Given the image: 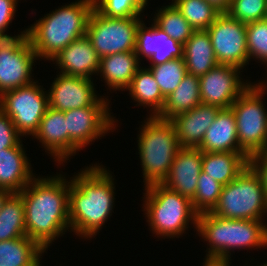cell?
I'll return each mask as SVG.
<instances>
[{"instance_id": "obj_1", "label": "cell", "mask_w": 267, "mask_h": 266, "mask_svg": "<svg viewBox=\"0 0 267 266\" xmlns=\"http://www.w3.org/2000/svg\"><path fill=\"white\" fill-rule=\"evenodd\" d=\"M65 175L35 176L19 193L25 208L26 236L45 252L70 230L69 187Z\"/></svg>"}, {"instance_id": "obj_2", "label": "cell", "mask_w": 267, "mask_h": 266, "mask_svg": "<svg viewBox=\"0 0 267 266\" xmlns=\"http://www.w3.org/2000/svg\"><path fill=\"white\" fill-rule=\"evenodd\" d=\"M106 166L94 163L70 177V231L82 239L95 238L115 207L114 175Z\"/></svg>"}, {"instance_id": "obj_3", "label": "cell", "mask_w": 267, "mask_h": 266, "mask_svg": "<svg viewBox=\"0 0 267 266\" xmlns=\"http://www.w3.org/2000/svg\"><path fill=\"white\" fill-rule=\"evenodd\" d=\"M57 8L26 28L27 37L40 61L51 60L71 42L86 35L94 1L75 0Z\"/></svg>"}, {"instance_id": "obj_4", "label": "cell", "mask_w": 267, "mask_h": 266, "mask_svg": "<svg viewBox=\"0 0 267 266\" xmlns=\"http://www.w3.org/2000/svg\"><path fill=\"white\" fill-rule=\"evenodd\" d=\"M266 221L267 218L236 220L222 218L210 212L199 214L195 231L202 237V241L207 242L205 259L232 260L231 252L236 249H267Z\"/></svg>"}, {"instance_id": "obj_5", "label": "cell", "mask_w": 267, "mask_h": 266, "mask_svg": "<svg viewBox=\"0 0 267 266\" xmlns=\"http://www.w3.org/2000/svg\"><path fill=\"white\" fill-rule=\"evenodd\" d=\"M143 210L149 230L159 238L184 236L189 224L196 229L198 214L186 196L154 183L143 189ZM190 222V223H189Z\"/></svg>"}, {"instance_id": "obj_6", "label": "cell", "mask_w": 267, "mask_h": 266, "mask_svg": "<svg viewBox=\"0 0 267 266\" xmlns=\"http://www.w3.org/2000/svg\"><path fill=\"white\" fill-rule=\"evenodd\" d=\"M139 126L137 147L142 168L144 187L162 183L181 149L177 133L170 120L146 116Z\"/></svg>"}, {"instance_id": "obj_7", "label": "cell", "mask_w": 267, "mask_h": 266, "mask_svg": "<svg viewBox=\"0 0 267 266\" xmlns=\"http://www.w3.org/2000/svg\"><path fill=\"white\" fill-rule=\"evenodd\" d=\"M210 213L226 219L265 220L267 194L261 177L250 164L223 186Z\"/></svg>"}, {"instance_id": "obj_8", "label": "cell", "mask_w": 267, "mask_h": 266, "mask_svg": "<svg viewBox=\"0 0 267 266\" xmlns=\"http://www.w3.org/2000/svg\"><path fill=\"white\" fill-rule=\"evenodd\" d=\"M257 82L250 84L230 107L236 120L239 147L249 157L267 151V108L263 98L267 87L260 80Z\"/></svg>"}, {"instance_id": "obj_9", "label": "cell", "mask_w": 267, "mask_h": 266, "mask_svg": "<svg viewBox=\"0 0 267 266\" xmlns=\"http://www.w3.org/2000/svg\"><path fill=\"white\" fill-rule=\"evenodd\" d=\"M110 102L108 96L101 95L92 106L64 111L67 121V161L95 140L117 129L119 121L114 114L111 115Z\"/></svg>"}, {"instance_id": "obj_10", "label": "cell", "mask_w": 267, "mask_h": 266, "mask_svg": "<svg viewBox=\"0 0 267 266\" xmlns=\"http://www.w3.org/2000/svg\"><path fill=\"white\" fill-rule=\"evenodd\" d=\"M48 92L36 79L31 84L0 95V110L13 122L22 137L33 136L47 108Z\"/></svg>"}, {"instance_id": "obj_11", "label": "cell", "mask_w": 267, "mask_h": 266, "mask_svg": "<svg viewBox=\"0 0 267 266\" xmlns=\"http://www.w3.org/2000/svg\"><path fill=\"white\" fill-rule=\"evenodd\" d=\"M142 18L144 17L109 18L93 8L86 36L91 40L99 58L135 51L137 28Z\"/></svg>"}, {"instance_id": "obj_12", "label": "cell", "mask_w": 267, "mask_h": 266, "mask_svg": "<svg viewBox=\"0 0 267 266\" xmlns=\"http://www.w3.org/2000/svg\"><path fill=\"white\" fill-rule=\"evenodd\" d=\"M37 54L27 37L26 28L16 37L4 38L0 43V95L31 84Z\"/></svg>"}, {"instance_id": "obj_13", "label": "cell", "mask_w": 267, "mask_h": 266, "mask_svg": "<svg viewBox=\"0 0 267 266\" xmlns=\"http://www.w3.org/2000/svg\"><path fill=\"white\" fill-rule=\"evenodd\" d=\"M207 32L218 64L233 65L242 71L249 65L246 24L222 12Z\"/></svg>"}, {"instance_id": "obj_14", "label": "cell", "mask_w": 267, "mask_h": 266, "mask_svg": "<svg viewBox=\"0 0 267 266\" xmlns=\"http://www.w3.org/2000/svg\"><path fill=\"white\" fill-rule=\"evenodd\" d=\"M242 69L217 64L199 77L201 104L228 109L253 82L244 80ZM242 76V77H241Z\"/></svg>"}, {"instance_id": "obj_15", "label": "cell", "mask_w": 267, "mask_h": 266, "mask_svg": "<svg viewBox=\"0 0 267 266\" xmlns=\"http://www.w3.org/2000/svg\"><path fill=\"white\" fill-rule=\"evenodd\" d=\"M57 74L47 90L50 108L64 112L89 107L101 97L97 94L94 80Z\"/></svg>"}, {"instance_id": "obj_16", "label": "cell", "mask_w": 267, "mask_h": 266, "mask_svg": "<svg viewBox=\"0 0 267 266\" xmlns=\"http://www.w3.org/2000/svg\"><path fill=\"white\" fill-rule=\"evenodd\" d=\"M142 20L137 28L135 54L139 61L146 58L149 66L183 58V44L169 37L153 21L151 26Z\"/></svg>"}, {"instance_id": "obj_17", "label": "cell", "mask_w": 267, "mask_h": 266, "mask_svg": "<svg viewBox=\"0 0 267 266\" xmlns=\"http://www.w3.org/2000/svg\"><path fill=\"white\" fill-rule=\"evenodd\" d=\"M60 74L94 80L99 70L100 58L91 40L85 35L60 50L51 60Z\"/></svg>"}, {"instance_id": "obj_18", "label": "cell", "mask_w": 267, "mask_h": 266, "mask_svg": "<svg viewBox=\"0 0 267 266\" xmlns=\"http://www.w3.org/2000/svg\"><path fill=\"white\" fill-rule=\"evenodd\" d=\"M202 158L203 152L198 148H181L162 184L192 200L202 171Z\"/></svg>"}, {"instance_id": "obj_19", "label": "cell", "mask_w": 267, "mask_h": 266, "mask_svg": "<svg viewBox=\"0 0 267 266\" xmlns=\"http://www.w3.org/2000/svg\"><path fill=\"white\" fill-rule=\"evenodd\" d=\"M220 110L214 105L199 104L173 117L170 121L175 127L181 148H198Z\"/></svg>"}, {"instance_id": "obj_20", "label": "cell", "mask_w": 267, "mask_h": 266, "mask_svg": "<svg viewBox=\"0 0 267 266\" xmlns=\"http://www.w3.org/2000/svg\"><path fill=\"white\" fill-rule=\"evenodd\" d=\"M22 142L0 150V189L12 193H20L36 176Z\"/></svg>"}, {"instance_id": "obj_21", "label": "cell", "mask_w": 267, "mask_h": 266, "mask_svg": "<svg viewBox=\"0 0 267 266\" xmlns=\"http://www.w3.org/2000/svg\"><path fill=\"white\" fill-rule=\"evenodd\" d=\"M34 138L41 143L47 155L53 157L58 167H64L67 162V121L63 111L48 107L32 136Z\"/></svg>"}, {"instance_id": "obj_22", "label": "cell", "mask_w": 267, "mask_h": 266, "mask_svg": "<svg viewBox=\"0 0 267 266\" xmlns=\"http://www.w3.org/2000/svg\"><path fill=\"white\" fill-rule=\"evenodd\" d=\"M135 51L115 53L100 58L97 75L107 90L126 91L138 69L142 66Z\"/></svg>"}, {"instance_id": "obj_23", "label": "cell", "mask_w": 267, "mask_h": 266, "mask_svg": "<svg viewBox=\"0 0 267 266\" xmlns=\"http://www.w3.org/2000/svg\"><path fill=\"white\" fill-rule=\"evenodd\" d=\"M198 149L202 152H244L239 147L236 120L231 108L218 112Z\"/></svg>"}, {"instance_id": "obj_24", "label": "cell", "mask_w": 267, "mask_h": 266, "mask_svg": "<svg viewBox=\"0 0 267 266\" xmlns=\"http://www.w3.org/2000/svg\"><path fill=\"white\" fill-rule=\"evenodd\" d=\"M249 159L245 152H203L202 171L224 186L237 178Z\"/></svg>"}, {"instance_id": "obj_25", "label": "cell", "mask_w": 267, "mask_h": 266, "mask_svg": "<svg viewBox=\"0 0 267 266\" xmlns=\"http://www.w3.org/2000/svg\"><path fill=\"white\" fill-rule=\"evenodd\" d=\"M183 47L188 74L201 77L218 64L207 30H195Z\"/></svg>"}, {"instance_id": "obj_26", "label": "cell", "mask_w": 267, "mask_h": 266, "mask_svg": "<svg viewBox=\"0 0 267 266\" xmlns=\"http://www.w3.org/2000/svg\"><path fill=\"white\" fill-rule=\"evenodd\" d=\"M136 107L148 108L149 116H158L165 104L166 98L162 95L152 72L146 66H141L132 79L129 88L126 90Z\"/></svg>"}, {"instance_id": "obj_27", "label": "cell", "mask_w": 267, "mask_h": 266, "mask_svg": "<svg viewBox=\"0 0 267 266\" xmlns=\"http://www.w3.org/2000/svg\"><path fill=\"white\" fill-rule=\"evenodd\" d=\"M199 104H201L199 77L187 73L174 92L166 98L164 107L157 117L171 120Z\"/></svg>"}, {"instance_id": "obj_28", "label": "cell", "mask_w": 267, "mask_h": 266, "mask_svg": "<svg viewBox=\"0 0 267 266\" xmlns=\"http://www.w3.org/2000/svg\"><path fill=\"white\" fill-rule=\"evenodd\" d=\"M44 253L47 252L27 236L0 241V266H42Z\"/></svg>"}, {"instance_id": "obj_29", "label": "cell", "mask_w": 267, "mask_h": 266, "mask_svg": "<svg viewBox=\"0 0 267 266\" xmlns=\"http://www.w3.org/2000/svg\"><path fill=\"white\" fill-rule=\"evenodd\" d=\"M26 236L25 208L19 193H13L0 211V241Z\"/></svg>"}, {"instance_id": "obj_30", "label": "cell", "mask_w": 267, "mask_h": 266, "mask_svg": "<svg viewBox=\"0 0 267 266\" xmlns=\"http://www.w3.org/2000/svg\"><path fill=\"white\" fill-rule=\"evenodd\" d=\"M153 21L169 37L184 44L195 31L172 2L154 12Z\"/></svg>"}, {"instance_id": "obj_31", "label": "cell", "mask_w": 267, "mask_h": 266, "mask_svg": "<svg viewBox=\"0 0 267 266\" xmlns=\"http://www.w3.org/2000/svg\"><path fill=\"white\" fill-rule=\"evenodd\" d=\"M194 30H207L221 13L207 0H172Z\"/></svg>"}, {"instance_id": "obj_32", "label": "cell", "mask_w": 267, "mask_h": 266, "mask_svg": "<svg viewBox=\"0 0 267 266\" xmlns=\"http://www.w3.org/2000/svg\"><path fill=\"white\" fill-rule=\"evenodd\" d=\"M148 68L152 72L165 98L174 92L187 74L186 64L183 58L171 60L156 66H148Z\"/></svg>"}, {"instance_id": "obj_33", "label": "cell", "mask_w": 267, "mask_h": 266, "mask_svg": "<svg viewBox=\"0 0 267 266\" xmlns=\"http://www.w3.org/2000/svg\"><path fill=\"white\" fill-rule=\"evenodd\" d=\"M223 185L201 171L194 198L191 200L194 211L199 215L211 212L220 198Z\"/></svg>"}, {"instance_id": "obj_34", "label": "cell", "mask_w": 267, "mask_h": 266, "mask_svg": "<svg viewBox=\"0 0 267 266\" xmlns=\"http://www.w3.org/2000/svg\"><path fill=\"white\" fill-rule=\"evenodd\" d=\"M94 8L109 18L143 17L148 0H93Z\"/></svg>"}, {"instance_id": "obj_35", "label": "cell", "mask_w": 267, "mask_h": 266, "mask_svg": "<svg viewBox=\"0 0 267 266\" xmlns=\"http://www.w3.org/2000/svg\"><path fill=\"white\" fill-rule=\"evenodd\" d=\"M246 36L249 61L267 67V19L246 24Z\"/></svg>"}, {"instance_id": "obj_36", "label": "cell", "mask_w": 267, "mask_h": 266, "mask_svg": "<svg viewBox=\"0 0 267 266\" xmlns=\"http://www.w3.org/2000/svg\"><path fill=\"white\" fill-rule=\"evenodd\" d=\"M227 13L244 24L264 20L267 0H232Z\"/></svg>"}, {"instance_id": "obj_37", "label": "cell", "mask_w": 267, "mask_h": 266, "mask_svg": "<svg viewBox=\"0 0 267 266\" xmlns=\"http://www.w3.org/2000/svg\"><path fill=\"white\" fill-rule=\"evenodd\" d=\"M21 137L12 120L0 110V150L15 147Z\"/></svg>"}, {"instance_id": "obj_38", "label": "cell", "mask_w": 267, "mask_h": 266, "mask_svg": "<svg viewBox=\"0 0 267 266\" xmlns=\"http://www.w3.org/2000/svg\"><path fill=\"white\" fill-rule=\"evenodd\" d=\"M18 2L19 0H0V34L4 38L16 37L15 34L14 36L8 35L7 29L16 16Z\"/></svg>"}, {"instance_id": "obj_39", "label": "cell", "mask_w": 267, "mask_h": 266, "mask_svg": "<svg viewBox=\"0 0 267 266\" xmlns=\"http://www.w3.org/2000/svg\"><path fill=\"white\" fill-rule=\"evenodd\" d=\"M249 164L261 177L262 183L267 194V151L255 154L250 157Z\"/></svg>"}, {"instance_id": "obj_40", "label": "cell", "mask_w": 267, "mask_h": 266, "mask_svg": "<svg viewBox=\"0 0 267 266\" xmlns=\"http://www.w3.org/2000/svg\"><path fill=\"white\" fill-rule=\"evenodd\" d=\"M207 1L213 4L221 13L227 12L232 2V0H207Z\"/></svg>"}, {"instance_id": "obj_41", "label": "cell", "mask_w": 267, "mask_h": 266, "mask_svg": "<svg viewBox=\"0 0 267 266\" xmlns=\"http://www.w3.org/2000/svg\"><path fill=\"white\" fill-rule=\"evenodd\" d=\"M202 266H231L232 260L204 259Z\"/></svg>"}, {"instance_id": "obj_42", "label": "cell", "mask_w": 267, "mask_h": 266, "mask_svg": "<svg viewBox=\"0 0 267 266\" xmlns=\"http://www.w3.org/2000/svg\"><path fill=\"white\" fill-rule=\"evenodd\" d=\"M13 193L9 190L0 189V211L2 210V207L4 206L7 199L12 195Z\"/></svg>"}, {"instance_id": "obj_43", "label": "cell", "mask_w": 267, "mask_h": 266, "mask_svg": "<svg viewBox=\"0 0 267 266\" xmlns=\"http://www.w3.org/2000/svg\"><path fill=\"white\" fill-rule=\"evenodd\" d=\"M267 72V71H266ZM265 81V82H264ZM264 81H262L261 80V83L265 86V87H267V80H264Z\"/></svg>"}, {"instance_id": "obj_44", "label": "cell", "mask_w": 267, "mask_h": 266, "mask_svg": "<svg viewBox=\"0 0 267 266\" xmlns=\"http://www.w3.org/2000/svg\"><path fill=\"white\" fill-rule=\"evenodd\" d=\"M256 266H267V261L265 263L263 262V265L261 263V265L257 264Z\"/></svg>"}, {"instance_id": "obj_45", "label": "cell", "mask_w": 267, "mask_h": 266, "mask_svg": "<svg viewBox=\"0 0 267 266\" xmlns=\"http://www.w3.org/2000/svg\"><path fill=\"white\" fill-rule=\"evenodd\" d=\"M4 37L0 34V43L3 41Z\"/></svg>"}]
</instances>
